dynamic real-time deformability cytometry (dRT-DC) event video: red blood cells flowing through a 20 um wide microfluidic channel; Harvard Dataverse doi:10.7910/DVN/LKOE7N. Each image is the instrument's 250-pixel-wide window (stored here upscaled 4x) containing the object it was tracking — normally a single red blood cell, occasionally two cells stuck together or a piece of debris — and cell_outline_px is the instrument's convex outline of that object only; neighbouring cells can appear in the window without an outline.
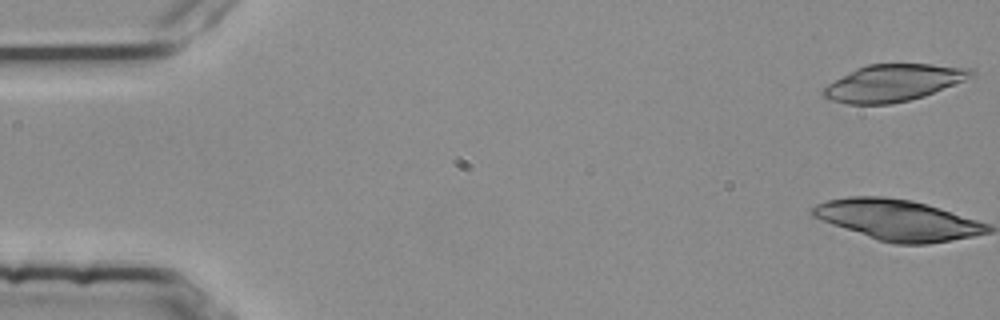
{"species": "common noctule bat (a hibernating species)", "species_latin": "Nyctalus noctula", "temperature_condition": "room temperature", "stored_images_in_passage": 4, "camera_frame_rate_fps": 3000, "um_per_image_px": 0.085, "animal": {"sex": "female", "body_mass_g": 25.1}, "frame": {"image": 1, "passage_image": 1, "time_ms": 0.0, "image_size_px": [1000, 320], "cell_outline_px": [[976, 76], [924, 96], [908, 100], [888, 104], [848, 104], [832, 100], [824, 96], [820, 92], [820, 88], [856, 68], [868, 64], [932, 64], [972, 68], [976, 72]], "centroid_in_image_um": [75.94, 7.03], "position_along_channel_um": 9.1, "area_um2": 31.91}}